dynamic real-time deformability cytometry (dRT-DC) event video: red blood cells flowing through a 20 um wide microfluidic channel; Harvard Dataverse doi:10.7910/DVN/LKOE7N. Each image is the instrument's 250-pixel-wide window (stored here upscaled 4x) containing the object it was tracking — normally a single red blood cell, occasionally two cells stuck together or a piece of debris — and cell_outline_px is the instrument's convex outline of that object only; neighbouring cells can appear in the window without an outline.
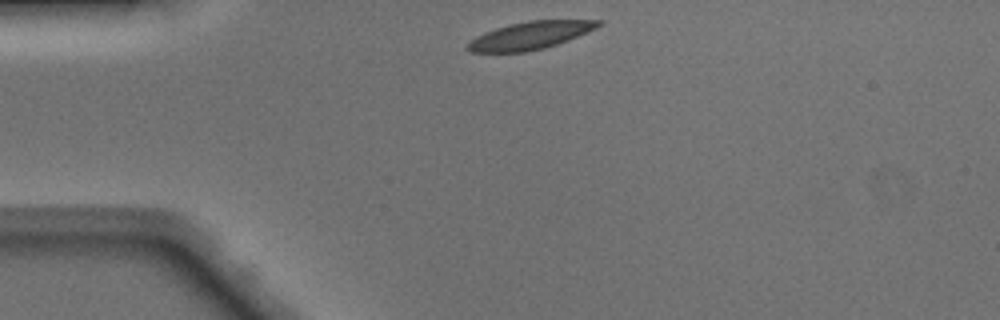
{"species": "Egyptian fruit bat (a non-hibernating species)", "species_latin": "Rousettus aegyptiacus", "temperature_condition": "warm", "stored_images_in_passage": 38, "camera_frame_rate_fps": 3000, "um_per_image_px": 0.085, "animal": {"sex": "male"}, "frame": {"image": 1, "passage_image": 1, "time_ms": 0.0, "image_size_px": [1000, 320], "cell_outline_px": [[604, 24], [596, 28], [568, 40], [544, 48], [524, 52], [472, 52], [464, 48], [476, 36], [496, 28], [508, 24], [528, 20], [604, 20]], "centroid_in_image_um": [45.08, 3.0], "position_along_channel_um": 39.9, "area_um2": 20.98}}
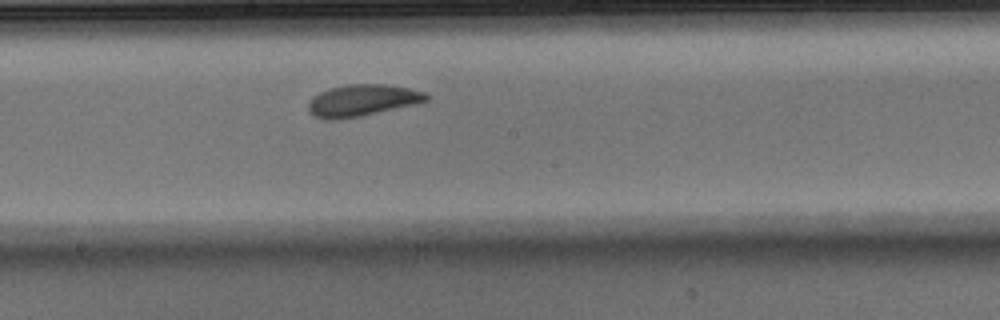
{"frame": {"image": 2, "passage_image": 16, "time_ms": 5.0, "image_size_px": [1000, 320], "cell_outline_px": [[428, 100], [416, 104], [360, 116], [340, 120], [324, 120], [316, 116], [308, 108], [308, 104], [312, 96], [328, 88], [348, 84], [384, 84], [412, 88], [424, 92], [428, 96]], "centroid_in_image_um": [30.79, 8.53], "position_along_channel_um": 217.4, "area_um2": 21.85}}
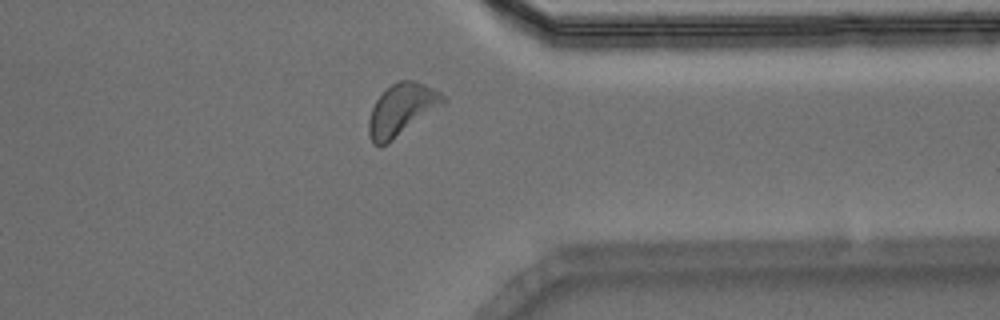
{"frame": {"image": 3, "passage_image": 28, "time_ms": 9.0, "image_size_px": [1000, 320], "cell_outline_px": [[448, 100], [444, 104], [388, 144], [372, 144], [368, 132], [368, 120], [372, 108], [376, 100], [392, 84], [400, 80], [412, 80], [424, 84], [440, 92]], "centroid_in_image_um": [34.15, 9.33], "position_along_channel_um": 377.3, "area_um2": 22.31}, "authors_computed_cell_mechanics": {"area_um2": 21.5016, "velocity_mm_per_s": 4.1148, "shape_relaxation_time_tau1_ms": 2.5696, "shape_relaxation_time_tau2_ms": 1.7876, "deformation_change_tau1": 0.1289, "deformation_change_tau2": 0.0814}}